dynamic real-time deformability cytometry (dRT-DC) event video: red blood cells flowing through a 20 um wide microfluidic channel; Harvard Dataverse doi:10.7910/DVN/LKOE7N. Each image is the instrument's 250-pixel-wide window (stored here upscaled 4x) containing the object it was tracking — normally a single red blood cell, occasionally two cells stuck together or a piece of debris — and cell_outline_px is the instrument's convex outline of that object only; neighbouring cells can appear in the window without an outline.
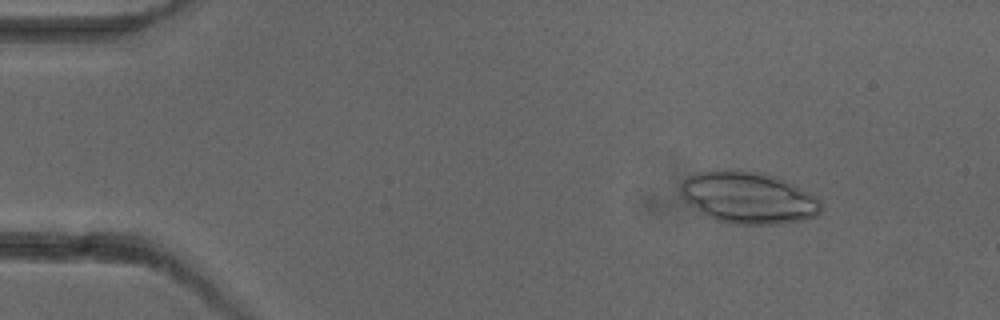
{"species": "common noctule bat (a hibernating species)", "species_latin": "Nyctalus noctula", "temperature_condition": "cold", "stored_images_in_passage": 4, "camera_frame_rate_fps": 3000, "um_per_image_px": 0.085, "animal": {"sex": "female"}, "frame": {"image": 1, "passage_image": 2, "time_ms": 1.333, "image_size_px": [1000, 320], "cell_outline_px": [[824, 208], [816, 216], [800, 220], [780, 224], [736, 224], [716, 220], [700, 212], [684, 196], [680, 188], [680, 184], [688, 176], [700, 172], [728, 168], [756, 172], [776, 176], [816, 196], [820, 200]], "centroid_in_image_um": [63.64, 16.79], "position_along_channel_um": 21.4, "area_um2": 42.14}}